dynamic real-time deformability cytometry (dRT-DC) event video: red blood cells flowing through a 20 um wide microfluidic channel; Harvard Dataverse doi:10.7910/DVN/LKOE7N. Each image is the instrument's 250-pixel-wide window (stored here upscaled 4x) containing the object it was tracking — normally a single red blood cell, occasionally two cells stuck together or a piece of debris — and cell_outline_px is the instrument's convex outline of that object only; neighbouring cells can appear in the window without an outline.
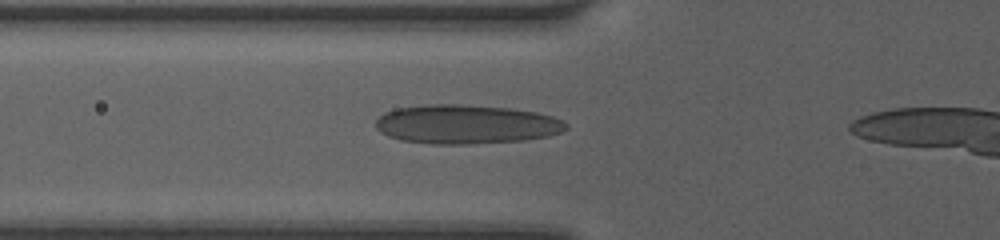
{"species": "human", "species_latin": "Homo sapiens", "temperature_condition": "room temperature", "stored_images_in_passage": 29, "camera_frame_rate_fps": 3000, "um_per_image_px": 0.085, "donor": {"sex": "female"}, "frame": {"image": 1, "passage_image": 5, "time_ms": 1.667, "image_size_px": [1000, 240], "cell_outline_px": [[568, 128], [560, 132], [548, 136], [524, 140], [468, 144], [432, 144], [400, 140], [388, 136], [380, 132], [376, 128], [376, 120], [384, 112], [396, 108], [428, 104], [460, 104], [508, 108], [536, 112], [552, 116], [568, 124]], "centroid_in_image_um": [39.59, 10.56], "position_along_channel_um": 86.2, "area_um2": 43.41}}
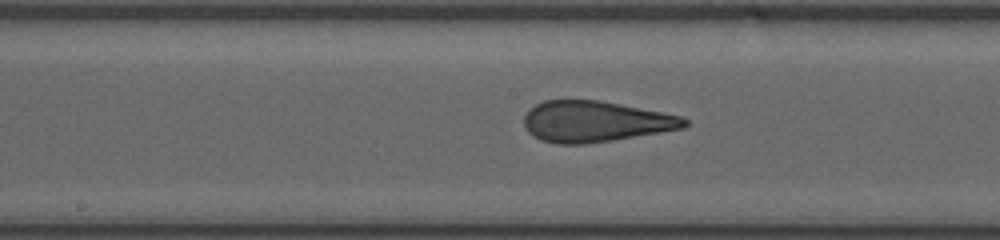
{"frame": {"image": 2, "passage_image": 13, "time_ms": 4.333, "image_size_px": [1000, 240], "cell_outline_px": [[688, 124], [684, 128], [612, 140], [584, 144], [556, 144], [540, 140], [532, 136], [528, 132], [524, 124], [524, 116], [536, 104], [544, 100], [600, 100], [664, 112], [680, 116], [688, 120]], "centroid_in_image_um": [50.59, 10.33], "position_along_channel_um": 197.6, "area_um2": 38.26}}
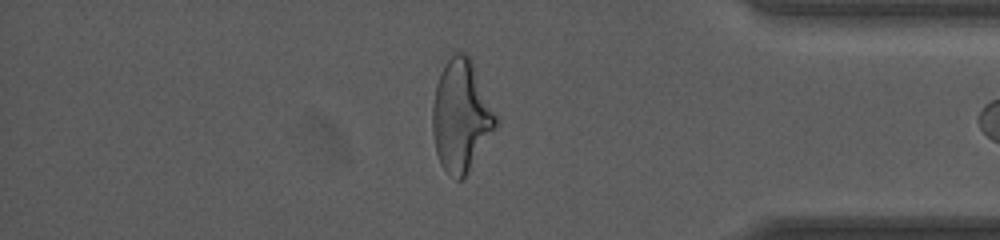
{"frame": {"image": 3, "passage_image": 28, "time_ms": 9.667, "image_size_px": [1000, 240], "cell_outline_px": [[496, 124], [464, 180], [456, 180], [440, 164], [436, 152], [432, 132], [432, 104], [436, 84], [440, 72], [444, 64], [452, 52], [464, 52], [472, 60], [496, 116]], "centroid_in_image_um": [39.14, 9.83], "position_along_channel_um": 396.1, "area_um2": 40.81}}